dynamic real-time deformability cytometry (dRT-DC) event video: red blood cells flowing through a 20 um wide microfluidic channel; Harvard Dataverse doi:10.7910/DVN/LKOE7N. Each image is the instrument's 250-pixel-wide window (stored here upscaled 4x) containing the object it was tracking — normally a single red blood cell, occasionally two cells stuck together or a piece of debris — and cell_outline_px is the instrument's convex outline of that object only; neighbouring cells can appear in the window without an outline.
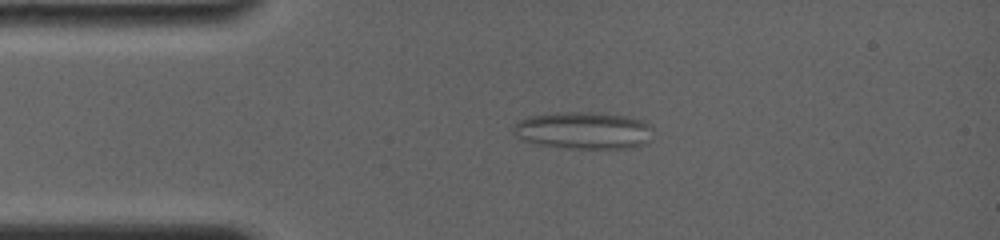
{"species": "common noctule bat (a hibernating species)", "species_latin": "Nyctalus noctula", "temperature_condition": "room temperature", "stored_images_in_passage": 5, "camera_frame_rate_fps": 4000, "um_per_image_px": 0.085, "animal": {"sex": "female", "body_mass_g": 19.0, "forearm_length_mm": 56.7}, "frame": {"image": 1, "passage_image": 4, "time_ms": 3.0, "image_size_px": [1000, 240], "cell_outline_px": [[652, 140], [644, 144], [628, 148], [568, 148], [536, 144], [524, 140], [516, 136], [512, 132], [512, 128], [520, 120], [528, 116], [564, 112], [592, 112], [628, 116], [652, 124]], "centroid_in_image_um": [49.63, 11.09], "position_along_channel_um": 35.4, "area_um2": 30.4}}